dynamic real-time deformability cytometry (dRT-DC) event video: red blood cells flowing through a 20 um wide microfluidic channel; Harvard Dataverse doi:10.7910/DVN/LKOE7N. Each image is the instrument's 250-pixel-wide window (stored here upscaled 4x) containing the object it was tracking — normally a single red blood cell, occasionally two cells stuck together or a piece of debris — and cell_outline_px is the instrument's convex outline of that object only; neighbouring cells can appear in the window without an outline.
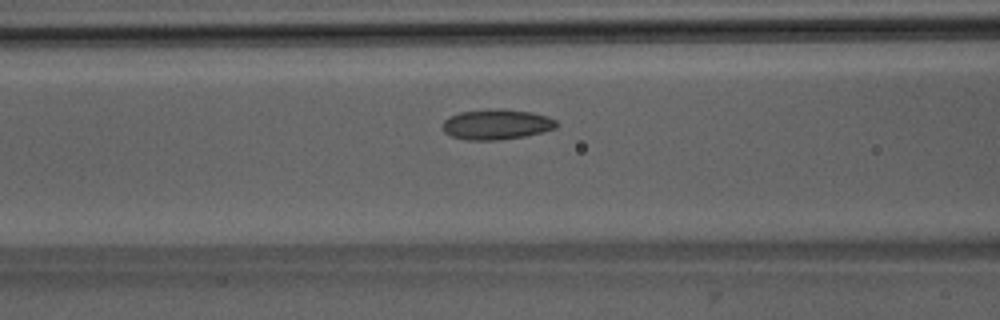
{"species": "Egyptian fruit bat (a non-hibernating species)", "species_latin": "Rousettus aegyptiacus", "temperature_condition": "room temperature", "stored_images_in_passage": 41, "camera_frame_rate_fps": 3000, "um_per_image_px": 0.085, "animal": {"sex": "male"}, "frame": {"image": 1, "passage_image": 11, "time_ms": 3.333, "image_size_px": [1000, 320], "cell_outline_px": [[560, 124], [556, 128], [544, 132], [524, 136], [500, 140], [468, 140], [452, 136], [444, 132], [444, 120], [460, 112], [488, 108], [504, 108], [532, 112], [548, 116], [556, 120]], "centroid_in_image_um": [42.27, 10.56], "position_along_channel_um": 124.3, "area_um2": 20.35}}
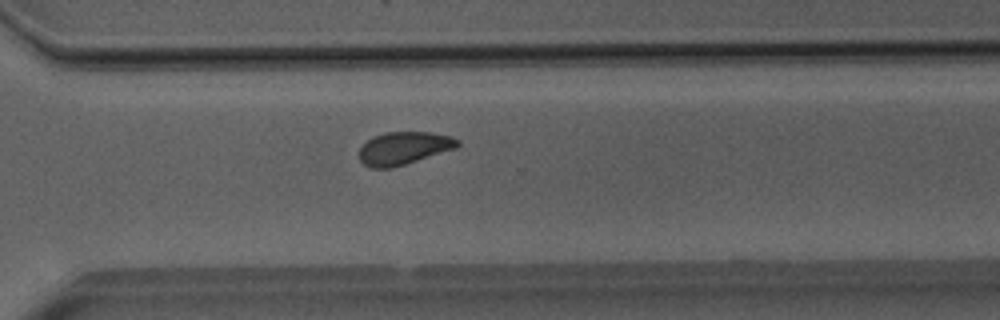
{"frame": {"image": 2, "passage_image": 27, "time_ms": 8.667, "image_size_px": [1000, 320], "cell_outline_px": [[460, 144], [456, 148], [392, 168], [372, 168], [364, 164], [360, 160], [360, 148], [368, 140], [384, 132], [432, 132], [452, 136], [460, 140]], "centroid_in_image_um": [34.36, 12.59], "position_along_channel_um": 336.2, "area_um2": 18.67}}
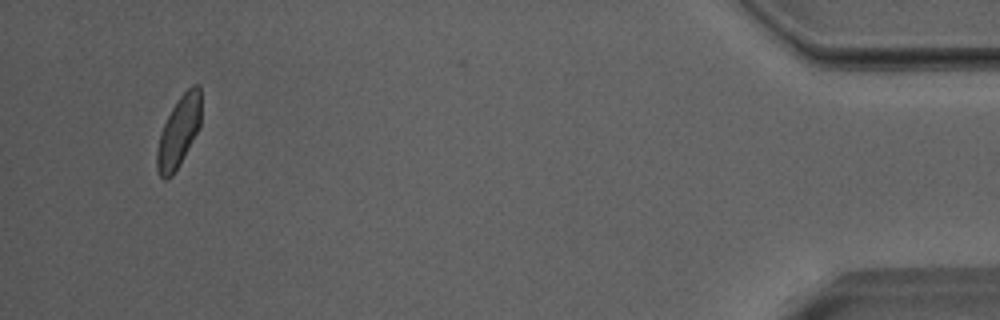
{"frame": {"image": 3, "passage_image": 39, "time_ms": 12.667, "image_size_px": [1000, 320], "cell_outline_px": [[200, 128], [172, 176], [168, 180], [164, 180], [160, 176], [156, 168], [156, 152], [160, 132], [172, 108], [180, 96], [192, 84], [200, 84]], "centroid_in_image_um": [15.18, 11.21], "position_along_channel_um": 420.0, "area_um2": 18.15}, "authors_computed_cell_mechanics": {"area_um2": 18.9006, "velocity_mm_per_s": 3.9805, "shape_relaxation_time_tau1_ms": 4.1282, "shape_relaxation_time_tau2_ms": 1.4016, "deformation_change_tau1": 0.0984, "deformation_change_tau2": 0.0518}}